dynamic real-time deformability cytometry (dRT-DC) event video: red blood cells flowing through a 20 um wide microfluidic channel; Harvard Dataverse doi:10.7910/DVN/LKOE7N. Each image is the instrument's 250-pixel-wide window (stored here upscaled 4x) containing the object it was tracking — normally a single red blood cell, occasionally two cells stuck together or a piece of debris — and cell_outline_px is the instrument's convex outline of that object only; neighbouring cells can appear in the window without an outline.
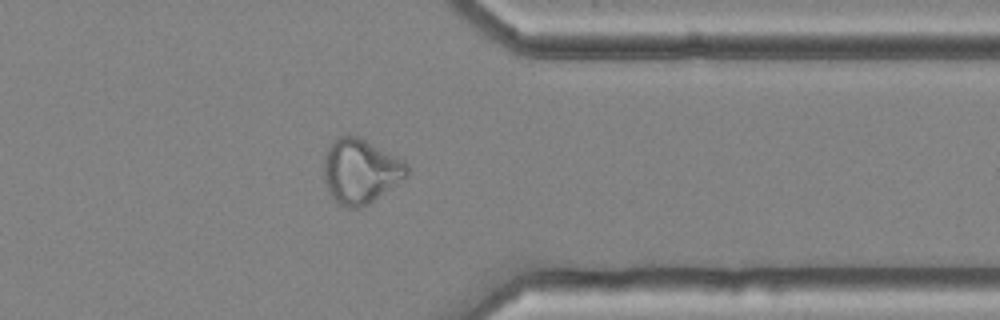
{"species": "common noctule bat (a hibernating species)", "species_latin": "Nyctalus noctula", "temperature_condition": "cold", "stored_images_in_passage": 38, "camera_frame_rate_fps": 3000, "um_per_image_px": 0.085, "animal": {"sex": "female", "body_mass_g": 25.1}, "frame": {"image": 1, "passage_image": 27, "time_ms": 8.667, "image_size_px": [1000, 320], "cell_outline_px": [[408, 176], [368, 204], [360, 208], [348, 208], [332, 200], [328, 192], [324, 180], [324, 156], [328, 148], [336, 136], [348, 132], [360, 136], [404, 160], [408, 164]], "centroid_in_image_um": [30.62, 14.51], "position_along_channel_um": 380.8, "area_um2": 31.91}, "authors_computed_cell_mechanics": {"area_um2": 29.7092, "velocity_mm_per_s": 3.6218, "shape_relaxation_time_tau1_ms": null, "shape_relaxation_time_tau2_ms": 1.9515, "deformation_change_tau1": null, "deformation_change_tau2": 0.0904}}